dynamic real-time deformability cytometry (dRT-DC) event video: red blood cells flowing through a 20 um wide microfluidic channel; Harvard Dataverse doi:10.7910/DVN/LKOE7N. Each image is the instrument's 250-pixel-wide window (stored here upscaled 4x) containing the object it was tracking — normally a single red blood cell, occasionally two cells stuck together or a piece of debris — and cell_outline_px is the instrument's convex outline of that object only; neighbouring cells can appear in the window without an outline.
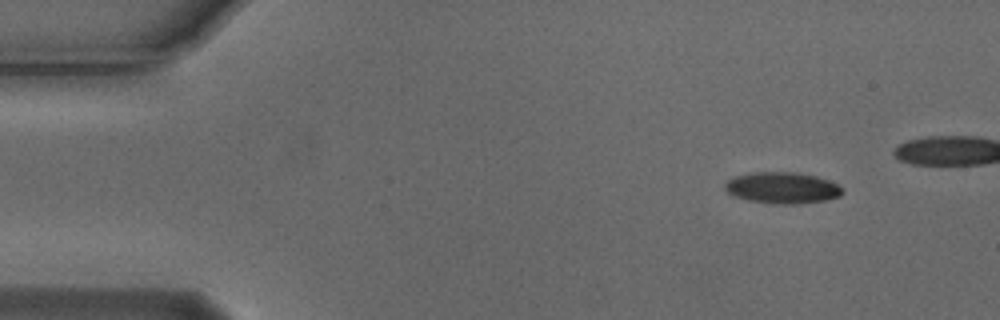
{"species": "Egyptian fruit bat (a non-hibernating species)", "species_latin": "Rousettus aegyptiacus", "temperature_condition": "cold", "stored_images_in_passage": 43, "camera_frame_rate_fps": 3000, "um_per_image_px": 0.085, "animal": {"sex": "male"}, "frame": {"image": 1, "passage_image": 1, "time_ms": 0.0, "image_size_px": [1000, 320], "cell_outline_px": [[844, 192], [840, 196], [824, 200], [796, 204], [772, 204], [748, 200], [732, 196], [724, 188], [724, 184], [728, 180], [736, 176], [752, 172], [792, 172], [816, 176], [828, 180], [844, 188]], "centroid_in_image_um": [66.48, 15.97], "position_along_channel_um": 18.5, "area_um2": 21.5}}
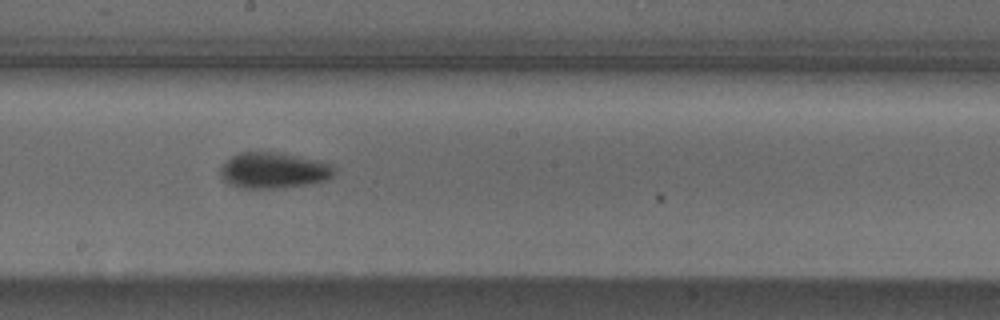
{"frame": {"image": 2, "passage_image": 25, "time_ms": 8.0, "image_size_px": [1000, 320], "cell_outline_px": [[336, 168], [332, 176], [324, 180], [304, 184], [276, 188], [244, 188], [228, 184], [220, 176], [220, 168], [232, 156], [240, 152], [276, 152], [316, 160], [328, 164]], "centroid_in_image_um": [23.2, 14.48], "position_along_channel_um": 225.0, "area_um2": 23.35}}
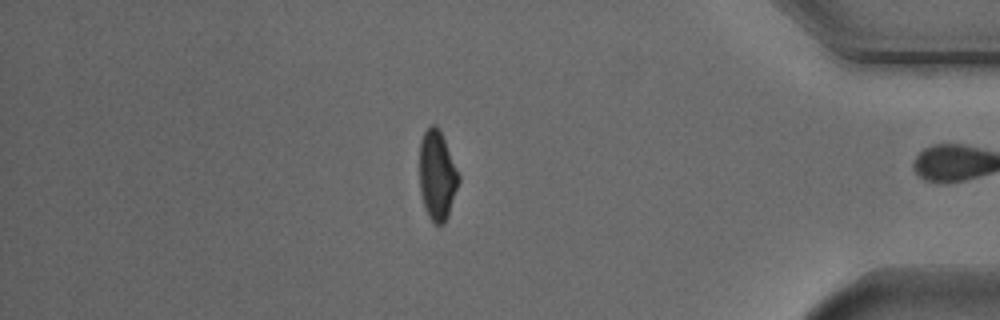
{"frame": {"image": 3, "passage_image": 42, "time_ms": 13.667, "image_size_px": [1000, 320], "cell_outline_px": [[460, 180], [448, 216], [444, 224], [436, 224], [428, 216], [424, 208], [420, 192], [420, 140], [424, 132], [432, 124], [436, 124], [444, 140], [460, 176]], "centroid_in_image_um": [37.15, 14.93], "position_along_channel_um": 398.0, "area_um2": 20.29}, "authors_computed_cell_mechanics": {"area_um2": 22.1374, "velocity_mm_per_s": 3.7237, "shape_relaxation_time_tau1_ms": 4.7622, "shape_relaxation_time_tau2_ms": 9.4019, "deformation_change_tau1": 0.1402, "deformation_change_tau2": 0.1256}}